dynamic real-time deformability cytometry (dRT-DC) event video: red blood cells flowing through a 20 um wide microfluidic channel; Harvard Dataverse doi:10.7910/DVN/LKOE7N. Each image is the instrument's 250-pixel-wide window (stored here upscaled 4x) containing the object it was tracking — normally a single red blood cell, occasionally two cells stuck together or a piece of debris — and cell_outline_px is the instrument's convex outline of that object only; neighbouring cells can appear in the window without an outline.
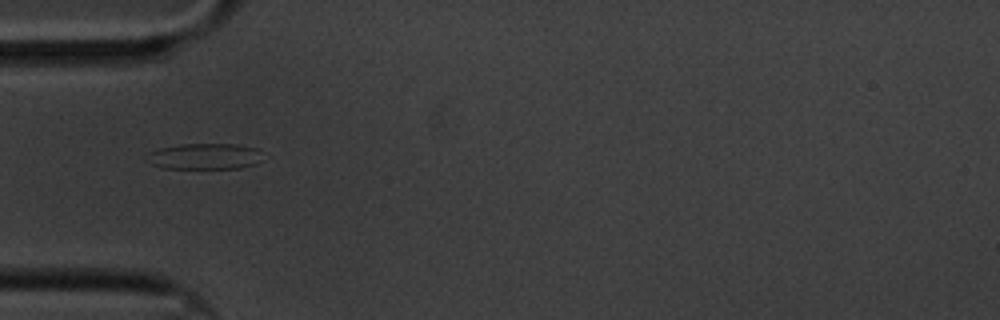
{"species": "common noctule bat (a hibernating species)", "species_latin": "Nyctalus noctula", "temperature_condition": "cold", "stored_images_in_passage": 5, "camera_frame_rate_fps": 3000, "um_per_image_px": 0.085, "animal": {"sex": "male", "body_mass_g": 20.1, "forearm_length_mm": 53.5}, "frame": {"image": 1, "passage_image": 1, "time_ms": 0.0, "image_size_px": [1000, 320], "cell_outline_px": [[256, 164], [240, 168], [160, 168], [144, 160], [144, 156], [148, 152], [160, 148], [180, 144], [236, 144], [256, 148]], "centroid_in_image_um": [17.23, 13.29], "position_along_channel_um": 67.8, "area_um2": 17.34}}